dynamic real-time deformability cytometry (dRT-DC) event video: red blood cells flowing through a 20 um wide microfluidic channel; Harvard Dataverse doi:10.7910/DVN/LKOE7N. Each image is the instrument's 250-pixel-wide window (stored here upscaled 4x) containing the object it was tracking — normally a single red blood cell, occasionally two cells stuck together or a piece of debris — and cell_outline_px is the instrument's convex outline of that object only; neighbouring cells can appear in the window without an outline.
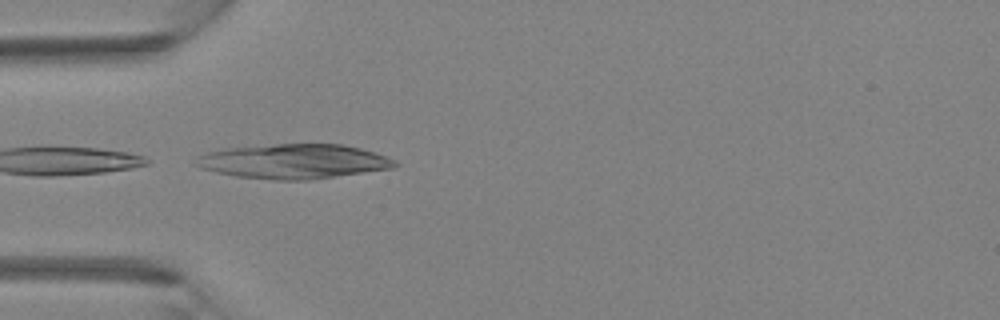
{"species": "Egyptian fruit bat (a non-hibernating species)", "species_latin": "Rousettus aegyptiacus", "temperature_condition": "room temperature", "stored_images_in_passage": 5, "camera_frame_rate_fps": 3000, "um_per_image_px": 0.085, "animal": {"sex": "female"}, "frame": {"image": 1, "passage_image": 4, "time_ms": 1.0, "image_size_px": [1000, 320], "cell_outline_px": [[400, 164], [392, 168], [308, 180], [272, 180], [236, 176], [216, 172], [200, 168], [192, 164], [196, 156], [208, 152], [224, 148], [276, 144], [344, 144], [376, 152], [396, 160]], "centroid_in_image_um": [24.93, 13.71], "position_along_channel_um": 60.1, "area_um2": 40.34}}
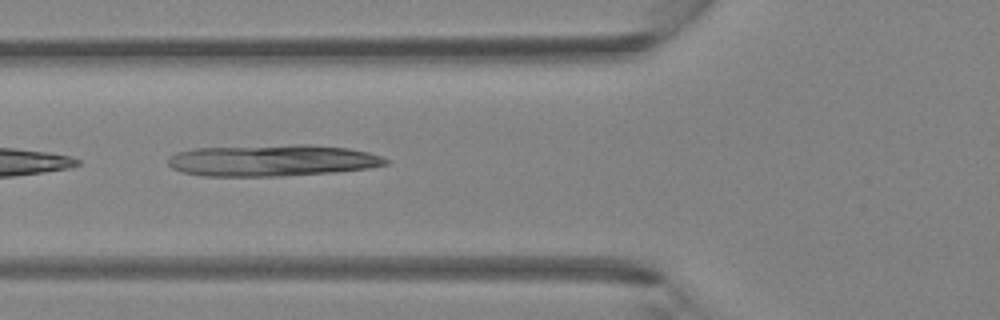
{"frame": {"image": 2, "passage_image": 5, "time_ms": 1.333, "image_size_px": [1000, 320], "cell_outline_px": [[392, 160], [388, 164], [368, 168], [336, 172], [284, 176], [204, 176], [180, 172], [172, 168], [168, 164], [168, 156], [176, 152], [196, 148], [296, 144], [312, 144], [348, 148], [368, 152]], "centroid_in_image_um": [23.15, 13.64], "position_along_channel_um": 102.6, "area_um2": 40.46}}